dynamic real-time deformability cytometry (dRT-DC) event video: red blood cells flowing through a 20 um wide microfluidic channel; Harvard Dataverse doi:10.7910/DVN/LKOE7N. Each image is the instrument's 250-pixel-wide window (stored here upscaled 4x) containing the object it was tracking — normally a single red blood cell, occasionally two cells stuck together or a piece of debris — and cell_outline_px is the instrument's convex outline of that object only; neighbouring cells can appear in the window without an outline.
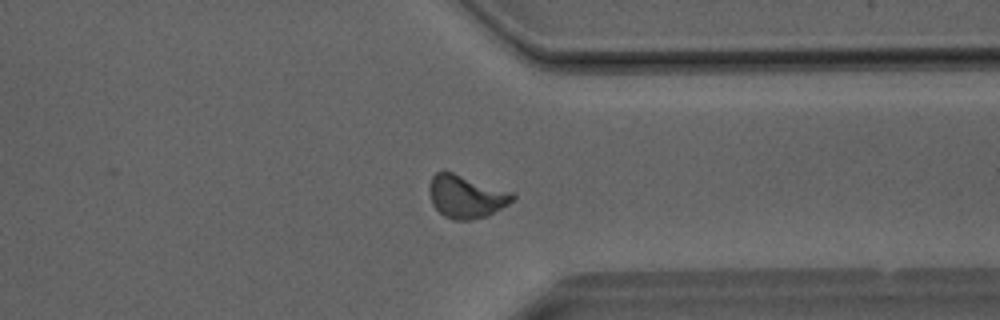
{"species": "Egyptian fruit bat (a non-hibernating species)", "species_latin": "Rousettus aegyptiacus", "temperature_condition": "room temperature", "stored_images_in_passage": 42, "segment_of_instrument_passage": [1, 2], "camera_frame_rate_fps": 3000, "um_per_image_px": 0.085, "animal": {"sex": "male"}, "frame": {"image": 1, "passage_image": 32, "time_ms": 10.333, "image_size_px": [1000, 320], "cell_outline_px": [[516, 196], [508, 204], [488, 216], [468, 220], [452, 220], [444, 216], [432, 204], [428, 192], [428, 188], [432, 176], [436, 172], [452, 172], [512, 192]], "centroid_in_image_um": [39.59, 16.72], "position_along_channel_um": 371.8, "area_um2": 20.69}}
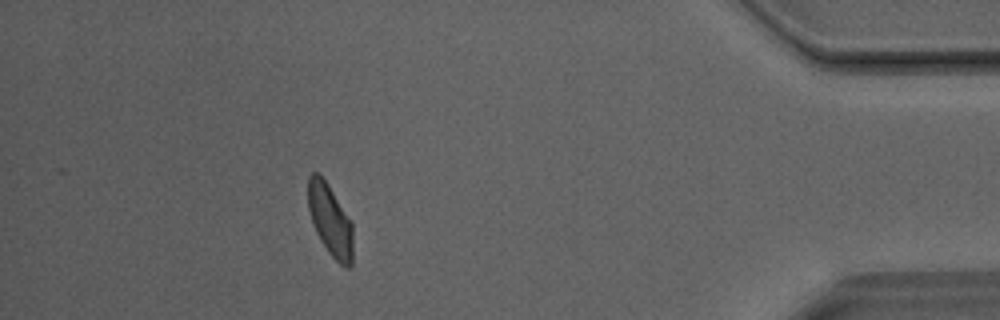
{"frame": {"image": 2, "passage_image": 37, "time_ms": 12.0, "image_size_px": [1000, 320], "cell_outline_px": [[352, 264], [348, 268], [344, 268], [328, 252], [320, 240], [312, 224], [308, 208], [308, 176], [312, 172], [320, 172], [352, 220]], "centroid_in_image_um": [28.06, 18.69], "position_along_channel_um": 407.1, "area_um2": 19.07}}